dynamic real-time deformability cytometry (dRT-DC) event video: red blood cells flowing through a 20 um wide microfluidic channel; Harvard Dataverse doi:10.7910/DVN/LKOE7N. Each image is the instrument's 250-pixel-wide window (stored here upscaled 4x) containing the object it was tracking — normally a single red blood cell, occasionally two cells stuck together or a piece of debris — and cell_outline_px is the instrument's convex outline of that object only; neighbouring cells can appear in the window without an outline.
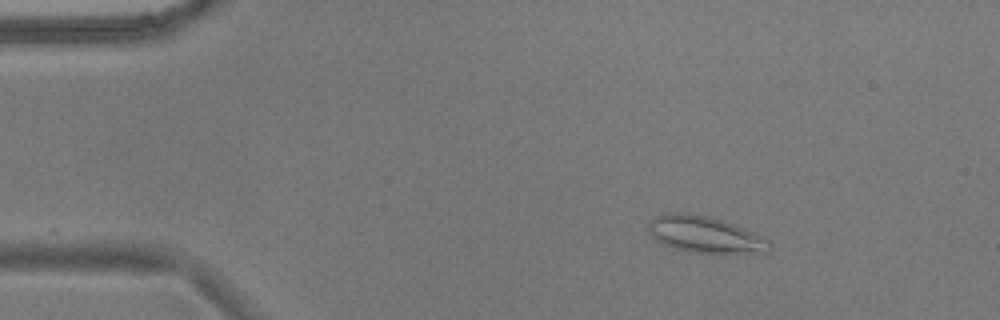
{"species": "common noctule bat (a hibernating species)", "species_latin": "Nyctalus noctula", "temperature_condition": "warm", "stored_images_in_passage": 47, "camera_frame_rate_fps": 3000, "um_per_image_px": 0.085, "animal": {"sex": "male", "body_mass_g": 17.9}, "frame": {"image": 1, "passage_image": 1, "time_ms": 0.0, "image_size_px": [1000, 320], "cell_outline_px": [[772, 248], [768, 252], [692, 252], [676, 248], [664, 244], [652, 236], [648, 232], [648, 224], [656, 216], [668, 212], [688, 212], [708, 216], [736, 224], [764, 236], [772, 244]], "centroid_in_image_um": [59.95, 19.9], "position_along_channel_um": 25.0, "area_um2": 25.66}}
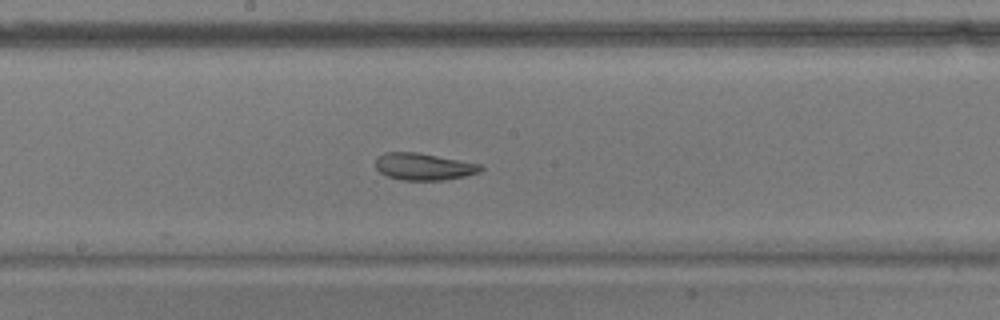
{"frame": {"image": 2, "passage_image": 22, "time_ms": 7.0, "image_size_px": [1000, 320], "cell_outline_px": [[484, 168], [480, 172], [464, 176], [444, 180], [400, 180], [388, 176], [380, 172], [376, 168], [376, 156], [384, 152], [416, 152], [480, 164]], "centroid_in_image_um": [35.98, 14.16], "position_along_channel_um": 212.2, "area_um2": 16.47}}
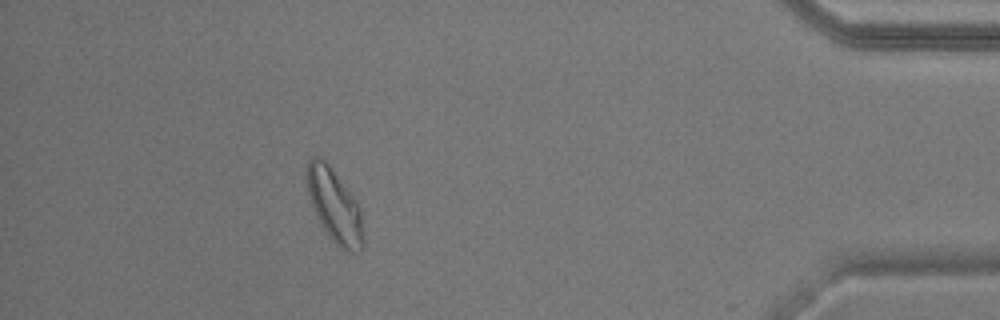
{"frame": {"image": 3, "passage_image": 42, "time_ms": 13.667, "image_size_px": [1000, 320], "cell_outline_px": [[364, 248], [360, 252], [348, 252], [340, 248], [332, 240], [316, 216], [308, 196], [308, 160], [312, 156], [320, 156], [328, 164], [356, 200], [360, 208], [364, 236]], "centroid_in_image_um": [28.47, 17.54], "position_along_channel_um": 406.7, "area_um2": 23.93}}